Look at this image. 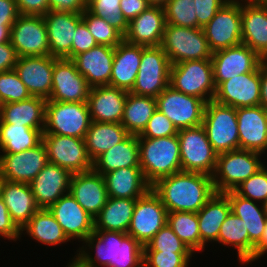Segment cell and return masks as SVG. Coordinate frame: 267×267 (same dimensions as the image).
Here are the masks:
<instances>
[{"mask_svg":"<svg viewBox=\"0 0 267 267\" xmlns=\"http://www.w3.org/2000/svg\"><path fill=\"white\" fill-rule=\"evenodd\" d=\"M260 66L257 70L223 81L213 100L234 108L260 105Z\"/></svg>","mask_w":267,"mask_h":267,"instance_id":"obj_19","label":"cell"},{"mask_svg":"<svg viewBox=\"0 0 267 267\" xmlns=\"http://www.w3.org/2000/svg\"><path fill=\"white\" fill-rule=\"evenodd\" d=\"M50 10L82 14L87 9V0H48Z\"/></svg>","mask_w":267,"mask_h":267,"instance_id":"obj_56","label":"cell"},{"mask_svg":"<svg viewBox=\"0 0 267 267\" xmlns=\"http://www.w3.org/2000/svg\"><path fill=\"white\" fill-rule=\"evenodd\" d=\"M167 224L194 254L206 250L200 238L197 213L168 212Z\"/></svg>","mask_w":267,"mask_h":267,"instance_id":"obj_43","label":"cell"},{"mask_svg":"<svg viewBox=\"0 0 267 267\" xmlns=\"http://www.w3.org/2000/svg\"><path fill=\"white\" fill-rule=\"evenodd\" d=\"M12 25H0V44L11 41Z\"/></svg>","mask_w":267,"mask_h":267,"instance_id":"obj_62","label":"cell"},{"mask_svg":"<svg viewBox=\"0 0 267 267\" xmlns=\"http://www.w3.org/2000/svg\"><path fill=\"white\" fill-rule=\"evenodd\" d=\"M114 54L115 47L98 44L72 60L90 87L104 86L110 82Z\"/></svg>","mask_w":267,"mask_h":267,"instance_id":"obj_29","label":"cell"},{"mask_svg":"<svg viewBox=\"0 0 267 267\" xmlns=\"http://www.w3.org/2000/svg\"><path fill=\"white\" fill-rule=\"evenodd\" d=\"M42 141L47 149L49 163L63 167L71 174L93 169V161L88 156L84 139L56 134H42Z\"/></svg>","mask_w":267,"mask_h":267,"instance_id":"obj_13","label":"cell"},{"mask_svg":"<svg viewBox=\"0 0 267 267\" xmlns=\"http://www.w3.org/2000/svg\"><path fill=\"white\" fill-rule=\"evenodd\" d=\"M170 67L169 58L160 46H141L139 70L133 88L129 92L156 98L169 86Z\"/></svg>","mask_w":267,"mask_h":267,"instance_id":"obj_10","label":"cell"},{"mask_svg":"<svg viewBox=\"0 0 267 267\" xmlns=\"http://www.w3.org/2000/svg\"><path fill=\"white\" fill-rule=\"evenodd\" d=\"M251 150L237 149L218 154L215 172L212 176L216 193L235 190L265 164L267 158ZM265 163V164H264Z\"/></svg>","mask_w":267,"mask_h":267,"instance_id":"obj_4","label":"cell"},{"mask_svg":"<svg viewBox=\"0 0 267 267\" xmlns=\"http://www.w3.org/2000/svg\"><path fill=\"white\" fill-rule=\"evenodd\" d=\"M181 171L213 176L218 154L208 140L203 125L178 130Z\"/></svg>","mask_w":267,"mask_h":267,"instance_id":"obj_9","label":"cell"},{"mask_svg":"<svg viewBox=\"0 0 267 267\" xmlns=\"http://www.w3.org/2000/svg\"><path fill=\"white\" fill-rule=\"evenodd\" d=\"M43 129L6 124L0 120V154L20 153L42 141Z\"/></svg>","mask_w":267,"mask_h":267,"instance_id":"obj_42","label":"cell"},{"mask_svg":"<svg viewBox=\"0 0 267 267\" xmlns=\"http://www.w3.org/2000/svg\"><path fill=\"white\" fill-rule=\"evenodd\" d=\"M119 3L120 0H87V10L104 18L124 36L128 30V22L121 13Z\"/></svg>","mask_w":267,"mask_h":267,"instance_id":"obj_45","label":"cell"},{"mask_svg":"<svg viewBox=\"0 0 267 267\" xmlns=\"http://www.w3.org/2000/svg\"><path fill=\"white\" fill-rule=\"evenodd\" d=\"M0 197L3 199L12 221L21 230L40 209L34 199L30 185L4 180Z\"/></svg>","mask_w":267,"mask_h":267,"instance_id":"obj_30","label":"cell"},{"mask_svg":"<svg viewBox=\"0 0 267 267\" xmlns=\"http://www.w3.org/2000/svg\"><path fill=\"white\" fill-rule=\"evenodd\" d=\"M0 238L16 242L22 238L21 230L12 221L9 211L0 197Z\"/></svg>","mask_w":267,"mask_h":267,"instance_id":"obj_54","label":"cell"},{"mask_svg":"<svg viewBox=\"0 0 267 267\" xmlns=\"http://www.w3.org/2000/svg\"><path fill=\"white\" fill-rule=\"evenodd\" d=\"M242 43L262 59L267 55V3L241 0Z\"/></svg>","mask_w":267,"mask_h":267,"instance_id":"obj_22","label":"cell"},{"mask_svg":"<svg viewBox=\"0 0 267 267\" xmlns=\"http://www.w3.org/2000/svg\"><path fill=\"white\" fill-rule=\"evenodd\" d=\"M128 91L109 85L91 87L87 99L91 121L121 123Z\"/></svg>","mask_w":267,"mask_h":267,"instance_id":"obj_27","label":"cell"},{"mask_svg":"<svg viewBox=\"0 0 267 267\" xmlns=\"http://www.w3.org/2000/svg\"><path fill=\"white\" fill-rule=\"evenodd\" d=\"M97 44L95 38L90 33L86 23L82 20L75 30V36L72 39L71 47V59L76 55L86 52L91 48L95 47Z\"/></svg>","mask_w":267,"mask_h":267,"instance_id":"obj_52","label":"cell"},{"mask_svg":"<svg viewBox=\"0 0 267 267\" xmlns=\"http://www.w3.org/2000/svg\"><path fill=\"white\" fill-rule=\"evenodd\" d=\"M90 86L72 59L56 58L53 66L52 90L47 101L87 102Z\"/></svg>","mask_w":267,"mask_h":267,"instance_id":"obj_17","label":"cell"},{"mask_svg":"<svg viewBox=\"0 0 267 267\" xmlns=\"http://www.w3.org/2000/svg\"><path fill=\"white\" fill-rule=\"evenodd\" d=\"M81 245L75 254L91 267H143L144 246L127 233L94 230Z\"/></svg>","mask_w":267,"mask_h":267,"instance_id":"obj_1","label":"cell"},{"mask_svg":"<svg viewBox=\"0 0 267 267\" xmlns=\"http://www.w3.org/2000/svg\"><path fill=\"white\" fill-rule=\"evenodd\" d=\"M194 253L144 251L143 267H189Z\"/></svg>","mask_w":267,"mask_h":267,"instance_id":"obj_50","label":"cell"},{"mask_svg":"<svg viewBox=\"0 0 267 267\" xmlns=\"http://www.w3.org/2000/svg\"><path fill=\"white\" fill-rule=\"evenodd\" d=\"M140 168L152 186L159 179L181 171L178 135L138 138Z\"/></svg>","mask_w":267,"mask_h":267,"instance_id":"obj_3","label":"cell"},{"mask_svg":"<svg viewBox=\"0 0 267 267\" xmlns=\"http://www.w3.org/2000/svg\"><path fill=\"white\" fill-rule=\"evenodd\" d=\"M19 15H44L50 8L48 0H16Z\"/></svg>","mask_w":267,"mask_h":267,"instance_id":"obj_55","label":"cell"},{"mask_svg":"<svg viewBox=\"0 0 267 267\" xmlns=\"http://www.w3.org/2000/svg\"><path fill=\"white\" fill-rule=\"evenodd\" d=\"M135 205L136 199L108 197L105 206L94 218V230L127 233Z\"/></svg>","mask_w":267,"mask_h":267,"instance_id":"obj_39","label":"cell"},{"mask_svg":"<svg viewBox=\"0 0 267 267\" xmlns=\"http://www.w3.org/2000/svg\"><path fill=\"white\" fill-rule=\"evenodd\" d=\"M144 251L193 253L189 247L178 238L168 224L162 227L155 236L144 245Z\"/></svg>","mask_w":267,"mask_h":267,"instance_id":"obj_48","label":"cell"},{"mask_svg":"<svg viewBox=\"0 0 267 267\" xmlns=\"http://www.w3.org/2000/svg\"><path fill=\"white\" fill-rule=\"evenodd\" d=\"M167 215L166 207L150 189L144 196L136 199L127 234L144 246L167 224Z\"/></svg>","mask_w":267,"mask_h":267,"instance_id":"obj_14","label":"cell"},{"mask_svg":"<svg viewBox=\"0 0 267 267\" xmlns=\"http://www.w3.org/2000/svg\"><path fill=\"white\" fill-rule=\"evenodd\" d=\"M90 123L87 102H46L43 134L84 139Z\"/></svg>","mask_w":267,"mask_h":267,"instance_id":"obj_8","label":"cell"},{"mask_svg":"<svg viewBox=\"0 0 267 267\" xmlns=\"http://www.w3.org/2000/svg\"><path fill=\"white\" fill-rule=\"evenodd\" d=\"M231 211L228 197L224 193H215L197 212L201 242L218 244L220 227Z\"/></svg>","mask_w":267,"mask_h":267,"instance_id":"obj_34","label":"cell"},{"mask_svg":"<svg viewBox=\"0 0 267 267\" xmlns=\"http://www.w3.org/2000/svg\"><path fill=\"white\" fill-rule=\"evenodd\" d=\"M3 181L4 179L2 178L1 173H0V193H1V186H2Z\"/></svg>","mask_w":267,"mask_h":267,"instance_id":"obj_65","label":"cell"},{"mask_svg":"<svg viewBox=\"0 0 267 267\" xmlns=\"http://www.w3.org/2000/svg\"><path fill=\"white\" fill-rule=\"evenodd\" d=\"M69 194L93 218L103 209L108 199L104 177L93 169L72 174Z\"/></svg>","mask_w":267,"mask_h":267,"instance_id":"obj_25","label":"cell"},{"mask_svg":"<svg viewBox=\"0 0 267 267\" xmlns=\"http://www.w3.org/2000/svg\"><path fill=\"white\" fill-rule=\"evenodd\" d=\"M169 85L206 102L213 100L216 86L211 59L188 60L171 65Z\"/></svg>","mask_w":267,"mask_h":267,"instance_id":"obj_5","label":"cell"},{"mask_svg":"<svg viewBox=\"0 0 267 267\" xmlns=\"http://www.w3.org/2000/svg\"><path fill=\"white\" fill-rule=\"evenodd\" d=\"M66 267H91L90 265L86 264L78 255H74L69 262H67Z\"/></svg>","mask_w":267,"mask_h":267,"instance_id":"obj_63","label":"cell"},{"mask_svg":"<svg viewBox=\"0 0 267 267\" xmlns=\"http://www.w3.org/2000/svg\"><path fill=\"white\" fill-rule=\"evenodd\" d=\"M49 42L50 56L71 59L72 39L82 14L49 10L43 15Z\"/></svg>","mask_w":267,"mask_h":267,"instance_id":"obj_26","label":"cell"},{"mask_svg":"<svg viewBox=\"0 0 267 267\" xmlns=\"http://www.w3.org/2000/svg\"><path fill=\"white\" fill-rule=\"evenodd\" d=\"M230 202L231 211L244 221L250 241L256 245L263 235L267 213L262 203L238 195L234 190L224 193Z\"/></svg>","mask_w":267,"mask_h":267,"instance_id":"obj_37","label":"cell"},{"mask_svg":"<svg viewBox=\"0 0 267 267\" xmlns=\"http://www.w3.org/2000/svg\"><path fill=\"white\" fill-rule=\"evenodd\" d=\"M234 191L244 198L263 204L267 199V164Z\"/></svg>","mask_w":267,"mask_h":267,"instance_id":"obj_49","label":"cell"},{"mask_svg":"<svg viewBox=\"0 0 267 267\" xmlns=\"http://www.w3.org/2000/svg\"><path fill=\"white\" fill-rule=\"evenodd\" d=\"M55 59L50 55L18 57L14 70L33 97L49 99Z\"/></svg>","mask_w":267,"mask_h":267,"instance_id":"obj_21","label":"cell"},{"mask_svg":"<svg viewBox=\"0 0 267 267\" xmlns=\"http://www.w3.org/2000/svg\"><path fill=\"white\" fill-rule=\"evenodd\" d=\"M156 110V98L128 92L121 124L128 134L139 136Z\"/></svg>","mask_w":267,"mask_h":267,"instance_id":"obj_41","label":"cell"},{"mask_svg":"<svg viewBox=\"0 0 267 267\" xmlns=\"http://www.w3.org/2000/svg\"><path fill=\"white\" fill-rule=\"evenodd\" d=\"M263 61L267 63V55L263 58Z\"/></svg>","mask_w":267,"mask_h":267,"instance_id":"obj_67","label":"cell"},{"mask_svg":"<svg viewBox=\"0 0 267 267\" xmlns=\"http://www.w3.org/2000/svg\"><path fill=\"white\" fill-rule=\"evenodd\" d=\"M264 255H267V222L265 224L261 240L255 245L254 256L244 266L249 265V263L252 264L262 257L264 258Z\"/></svg>","mask_w":267,"mask_h":267,"instance_id":"obj_60","label":"cell"},{"mask_svg":"<svg viewBox=\"0 0 267 267\" xmlns=\"http://www.w3.org/2000/svg\"><path fill=\"white\" fill-rule=\"evenodd\" d=\"M169 0H147L150 6L164 7Z\"/></svg>","mask_w":267,"mask_h":267,"instance_id":"obj_64","label":"cell"},{"mask_svg":"<svg viewBox=\"0 0 267 267\" xmlns=\"http://www.w3.org/2000/svg\"><path fill=\"white\" fill-rule=\"evenodd\" d=\"M71 176L63 167L47 163L29 184L37 206L48 209L60 197L68 194Z\"/></svg>","mask_w":267,"mask_h":267,"instance_id":"obj_24","label":"cell"},{"mask_svg":"<svg viewBox=\"0 0 267 267\" xmlns=\"http://www.w3.org/2000/svg\"><path fill=\"white\" fill-rule=\"evenodd\" d=\"M48 209L72 243L76 240L83 242L94 232V218L69 193L60 197Z\"/></svg>","mask_w":267,"mask_h":267,"instance_id":"obj_20","label":"cell"},{"mask_svg":"<svg viewBox=\"0 0 267 267\" xmlns=\"http://www.w3.org/2000/svg\"><path fill=\"white\" fill-rule=\"evenodd\" d=\"M239 149L267 153V111L261 106L236 108Z\"/></svg>","mask_w":267,"mask_h":267,"instance_id":"obj_23","label":"cell"},{"mask_svg":"<svg viewBox=\"0 0 267 267\" xmlns=\"http://www.w3.org/2000/svg\"><path fill=\"white\" fill-rule=\"evenodd\" d=\"M103 177L110 198L138 199L151 189L140 167L113 170Z\"/></svg>","mask_w":267,"mask_h":267,"instance_id":"obj_31","label":"cell"},{"mask_svg":"<svg viewBox=\"0 0 267 267\" xmlns=\"http://www.w3.org/2000/svg\"><path fill=\"white\" fill-rule=\"evenodd\" d=\"M260 105L267 111V63L260 64Z\"/></svg>","mask_w":267,"mask_h":267,"instance_id":"obj_61","label":"cell"},{"mask_svg":"<svg viewBox=\"0 0 267 267\" xmlns=\"http://www.w3.org/2000/svg\"><path fill=\"white\" fill-rule=\"evenodd\" d=\"M212 52L242 43L241 0L227 1L203 27Z\"/></svg>","mask_w":267,"mask_h":267,"instance_id":"obj_12","label":"cell"},{"mask_svg":"<svg viewBox=\"0 0 267 267\" xmlns=\"http://www.w3.org/2000/svg\"><path fill=\"white\" fill-rule=\"evenodd\" d=\"M151 189L168 212L197 213L216 193L211 176L185 171L159 179Z\"/></svg>","mask_w":267,"mask_h":267,"instance_id":"obj_2","label":"cell"},{"mask_svg":"<svg viewBox=\"0 0 267 267\" xmlns=\"http://www.w3.org/2000/svg\"><path fill=\"white\" fill-rule=\"evenodd\" d=\"M22 234L23 237L28 235L30 239L50 247L71 242L49 209L43 208H40L21 229Z\"/></svg>","mask_w":267,"mask_h":267,"instance_id":"obj_38","label":"cell"},{"mask_svg":"<svg viewBox=\"0 0 267 267\" xmlns=\"http://www.w3.org/2000/svg\"><path fill=\"white\" fill-rule=\"evenodd\" d=\"M263 206H264V210H265V212L267 213V199H266V201L263 203Z\"/></svg>","mask_w":267,"mask_h":267,"instance_id":"obj_66","label":"cell"},{"mask_svg":"<svg viewBox=\"0 0 267 267\" xmlns=\"http://www.w3.org/2000/svg\"><path fill=\"white\" fill-rule=\"evenodd\" d=\"M11 44L18 57L50 55L42 15H19L11 27Z\"/></svg>","mask_w":267,"mask_h":267,"instance_id":"obj_15","label":"cell"},{"mask_svg":"<svg viewBox=\"0 0 267 267\" xmlns=\"http://www.w3.org/2000/svg\"><path fill=\"white\" fill-rule=\"evenodd\" d=\"M17 59L18 55L11 42L0 44V72L13 70Z\"/></svg>","mask_w":267,"mask_h":267,"instance_id":"obj_58","label":"cell"},{"mask_svg":"<svg viewBox=\"0 0 267 267\" xmlns=\"http://www.w3.org/2000/svg\"><path fill=\"white\" fill-rule=\"evenodd\" d=\"M49 163L43 141L20 153L0 154V173L4 180L30 184Z\"/></svg>","mask_w":267,"mask_h":267,"instance_id":"obj_18","label":"cell"},{"mask_svg":"<svg viewBox=\"0 0 267 267\" xmlns=\"http://www.w3.org/2000/svg\"><path fill=\"white\" fill-rule=\"evenodd\" d=\"M198 28H203L229 0H194Z\"/></svg>","mask_w":267,"mask_h":267,"instance_id":"obj_53","label":"cell"},{"mask_svg":"<svg viewBox=\"0 0 267 267\" xmlns=\"http://www.w3.org/2000/svg\"><path fill=\"white\" fill-rule=\"evenodd\" d=\"M18 16L16 0H0V25H13Z\"/></svg>","mask_w":267,"mask_h":267,"instance_id":"obj_59","label":"cell"},{"mask_svg":"<svg viewBox=\"0 0 267 267\" xmlns=\"http://www.w3.org/2000/svg\"><path fill=\"white\" fill-rule=\"evenodd\" d=\"M156 102L157 110L163 113L177 130L201 125L207 103L170 85L156 97Z\"/></svg>","mask_w":267,"mask_h":267,"instance_id":"obj_11","label":"cell"},{"mask_svg":"<svg viewBox=\"0 0 267 267\" xmlns=\"http://www.w3.org/2000/svg\"><path fill=\"white\" fill-rule=\"evenodd\" d=\"M46 102L41 97L0 105V120L6 124L44 129Z\"/></svg>","mask_w":267,"mask_h":267,"instance_id":"obj_33","label":"cell"},{"mask_svg":"<svg viewBox=\"0 0 267 267\" xmlns=\"http://www.w3.org/2000/svg\"><path fill=\"white\" fill-rule=\"evenodd\" d=\"M218 244L226 248L228 246L231 251L235 248L240 265L246 264L254 256L255 245L249 239L244 221L232 211L229 212L220 227Z\"/></svg>","mask_w":267,"mask_h":267,"instance_id":"obj_36","label":"cell"},{"mask_svg":"<svg viewBox=\"0 0 267 267\" xmlns=\"http://www.w3.org/2000/svg\"><path fill=\"white\" fill-rule=\"evenodd\" d=\"M177 134L178 130L174 124L163 113L156 110L138 138H162Z\"/></svg>","mask_w":267,"mask_h":267,"instance_id":"obj_51","label":"cell"},{"mask_svg":"<svg viewBox=\"0 0 267 267\" xmlns=\"http://www.w3.org/2000/svg\"><path fill=\"white\" fill-rule=\"evenodd\" d=\"M262 61L255 51L243 43L213 52L211 62L216 88L232 77L257 70Z\"/></svg>","mask_w":267,"mask_h":267,"instance_id":"obj_16","label":"cell"},{"mask_svg":"<svg viewBox=\"0 0 267 267\" xmlns=\"http://www.w3.org/2000/svg\"><path fill=\"white\" fill-rule=\"evenodd\" d=\"M160 47L165 51L170 64L188 60L211 59L203 28L179 27L166 24Z\"/></svg>","mask_w":267,"mask_h":267,"instance_id":"obj_6","label":"cell"},{"mask_svg":"<svg viewBox=\"0 0 267 267\" xmlns=\"http://www.w3.org/2000/svg\"><path fill=\"white\" fill-rule=\"evenodd\" d=\"M119 4L128 23L150 6L147 0H120Z\"/></svg>","mask_w":267,"mask_h":267,"instance_id":"obj_57","label":"cell"},{"mask_svg":"<svg viewBox=\"0 0 267 267\" xmlns=\"http://www.w3.org/2000/svg\"><path fill=\"white\" fill-rule=\"evenodd\" d=\"M202 125L217 154L239 149L236 108L211 100L206 103Z\"/></svg>","mask_w":267,"mask_h":267,"instance_id":"obj_7","label":"cell"},{"mask_svg":"<svg viewBox=\"0 0 267 267\" xmlns=\"http://www.w3.org/2000/svg\"><path fill=\"white\" fill-rule=\"evenodd\" d=\"M140 167L138 136L128 135L122 142L93 161V170L102 175L121 168Z\"/></svg>","mask_w":267,"mask_h":267,"instance_id":"obj_35","label":"cell"},{"mask_svg":"<svg viewBox=\"0 0 267 267\" xmlns=\"http://www.w3.org/2000/svg\"><path fill=\"white\" fill-rule=\"evenodd\" d=\"M82 20L99 45L116 47L124 39V36L109 22L93 15L87 9L82 13Z\"/></svg>","mask_w":267,"mask_h":267,"instance_id":"obj_46","label":"cell"},{"mask_svg":"<svg viewBox=\"0 0 267 267\" xmlns=\"http://www.w3.org/2000/svg\"><path fill=\"white\" fill-rule=\"evenodd\" d=\"M31 97L32 95L14 69L0 72V105L24 101Z\"/></svg>","mask_w":267,"mask_h":267,"instance_id":"obj_47","label":"cell"},{"mask_svg":"<svg viewBox=\"0 0 267 267\" xmlns=\"http://www.w3.org/2000/svg\"><path fill=\"white\" fill-rule=\"evenodd\" d=\"M166 19L163 7L149 6L128 23L124 40L144 47L160 46L165 31Z\"/></svg>","mask_w":267,"mask_h":267,"instance_id":"obj_28","label":"cell"},{"mask_svg":"<svg viewBox=\"0 0 267 267\" xmlns=\"http://www.w3.org/2000/svg\"><path fill=\"white\" fill-rule=\"evenodd\" d=\"M128 135L121 123L91 121L84 138L88 156L94 161L102 153L122 142Z\"/></svg>","mask_w":267,"mask_h":267,"instance_id":"obj_40","label":"cell"},{"mask_svg":"<svg viewBox=\"0 0 267 267\" xmlns=\"http://www.w3.org/2000/svg\"><path fill=\"white\" fill-rule=\"evenodd\" d=\"M141 60V45L124 39L115 47L109 86L130 91L135 83Z\"/></svg>","mask_w":267,"mask_h":267,"instance_id":"obj_32","label":"cell"},{"mask_svg":"<svg viewBox=\"0 0 267 267\" xmlns=\"http://www.w3.org/2000/svg\"><path fill=\"white\" fill-rule=\"evenodd\" d=\"M194 0H169L163 7L166 24L198 28Z\"/></svg>","mask_w":267,"mask_h":267,"instance_id":"obj_44","label":"cell"}]
</instances>
